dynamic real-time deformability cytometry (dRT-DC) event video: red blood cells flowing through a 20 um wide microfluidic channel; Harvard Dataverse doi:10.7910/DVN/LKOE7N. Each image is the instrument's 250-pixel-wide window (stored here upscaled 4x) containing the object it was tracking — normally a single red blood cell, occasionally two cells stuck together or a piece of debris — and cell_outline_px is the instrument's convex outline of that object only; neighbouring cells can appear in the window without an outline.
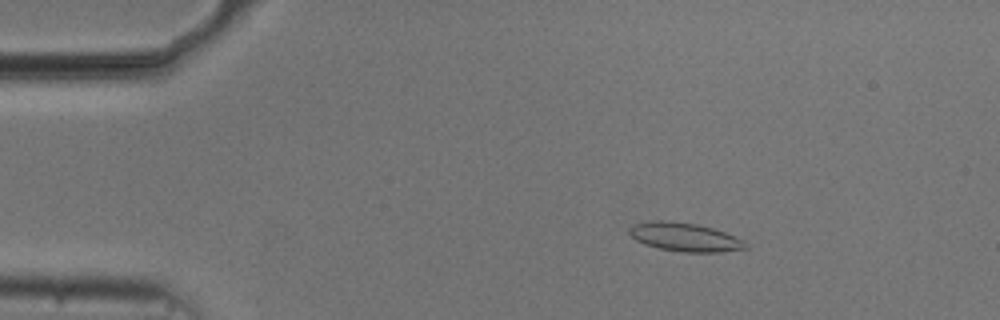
{"species": "common noctule bat (a hibernating species)", "species_latin": "Nyctalus noctula", "temperature_condition": "cold", "stored_images_in_passage": 54, "camera_frame_rate_fps": 3000, "um_per_image_px": 0.085, "animal": {"sex": "male", "body_mass_g": 20.5, "forearm_length_mm": 52.5}, "frame": {"image": 1, "passage_image": 9, "time_ms": 2.667, "image_size_px": [1000, 320], "cell_outline_px": [[748, 248], [720, 252], [684, 252], [660, 248], [644, 244], [636, 240], [628, 232], [628, 228], [636, 224], [652, 220], [668, 220], [696, 224], [712, 228], [724, 232], [744, 240]], "centroid_in_image_um": [58.2, 20.15], "position_along_channel_um": 26.8, "area_um2": 19.25}}
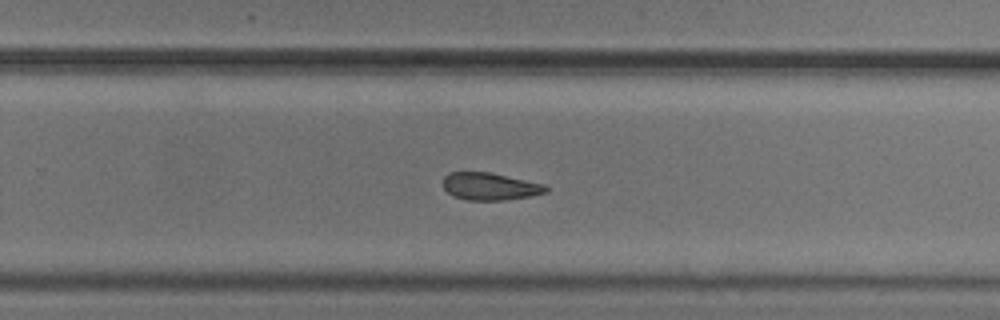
{"frame": {"image": 2, "passage_image": 35, "time_ms": 11.333, "image_size_px": [1000, 320], "cell_outline_px": [[548, 192], [528, 196], [504, 200], [468, 200], [452, 196], [444, 188], [444, 176], [448, 172], [488, 172], [544, 184], [548, 188]], "centroid_in_image_um": [41.62, 15.84], "position_along_channel_um": 288.2, "area_um2": 16.24}}
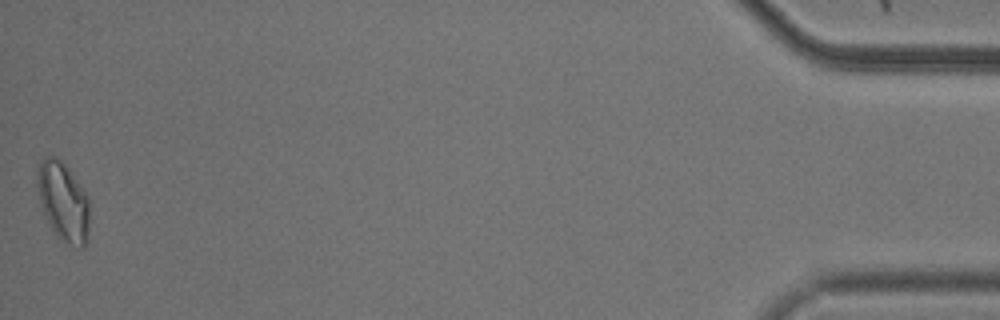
{"frame": {"image": 3, "passage_image": 54, "time_ms": 17.667, "image_size_px": [1000, 320], "cell_outline_px": [[88, 240], [84, 248], [76, 248], [56, 236], [44, 212], [40, 200], [36, 184], [36, 164], [44, 156], [56, 156], [68, 168], [88, 196]], "centroid_in_image_um": [5.36, 17.11], "position_along_channel_um": 429.8, "area_um2": 24.16}, "authors_computed_cell_mechanics": {"area_um2": 18.1203, "velocity_mm_per_s": 3.7169, "shape_relaxation_time_tau1_ms": null, "shape_relaxation_time_tau2_ms": 5.8982, "deformation_change_tau1": null, "deformation_change_tau2": 0.146}}